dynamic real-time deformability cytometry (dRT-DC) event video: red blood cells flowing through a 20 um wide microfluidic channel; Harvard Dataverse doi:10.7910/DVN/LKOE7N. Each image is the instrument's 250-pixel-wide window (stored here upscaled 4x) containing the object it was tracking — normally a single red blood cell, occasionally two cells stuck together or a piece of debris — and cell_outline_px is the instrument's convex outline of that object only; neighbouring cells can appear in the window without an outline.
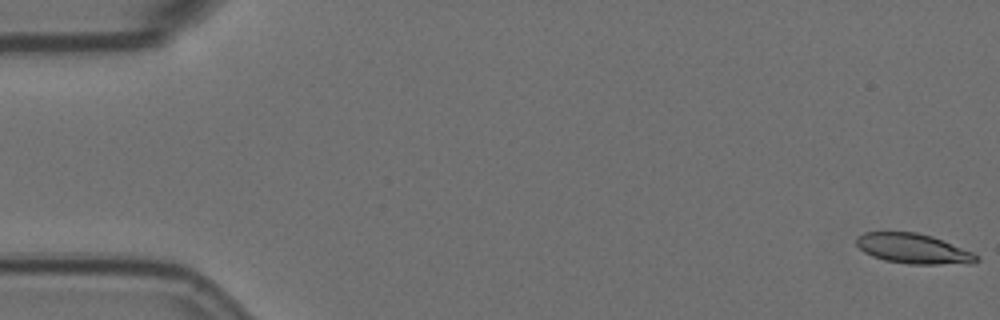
{"species": "Egyptian fruit bat (a non-hibernating species)", "species_latin": "Rousettus aegyptiacus", "temperature_condition": "room temperature", "stored_images_in_passage": 58, "camera_frame_rate_fps": 3000, "um_per_image_px": 0.085, "animal": {"sex": "female"}, "frame": {"image": 1, "passage_image": 1, "time_ms": 0.0, "image_size_px": [1000, 320], "cell_outline_px": [[980, 260], [972, 264], [908, 264], [884, 260], [872, 256], [864, 252], [856, 244], [856, 240], [864, 232], [916, 232], [932, 236], [972, 252], [980, 256]], "centroid_in_image_um": [77.67, 21.15], "position_along_channel_um": 7.3, "area_um2": 20.98}}
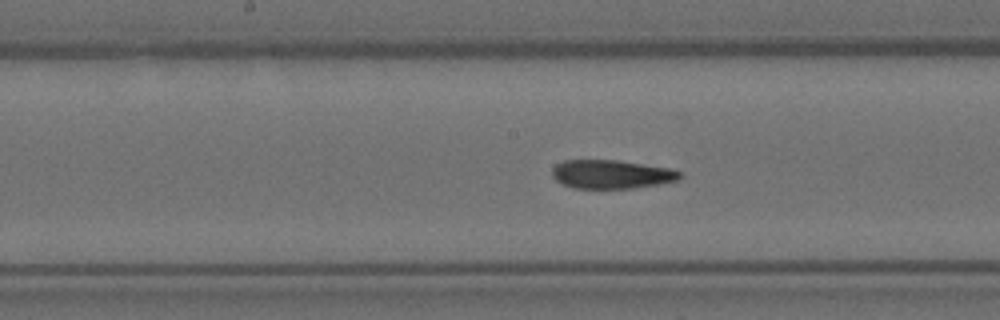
{"frame": {"image": 2, "passage_image": 29, "time_ms": 9.333, "image_size_px": [1000, 320], "cell_outline_px": [[680, 176], [676, 180], [660, 184], [636, 188], [572, 188], [556, 180], [552, 176], [552, 168], [556, 164], [564, 160], [616, 160], [668, 168], [680, 172]], "centroid_in_image_um": [51.92, 14.81], "position_along_channel_um": 196.3, "area_um2": 21.15}}
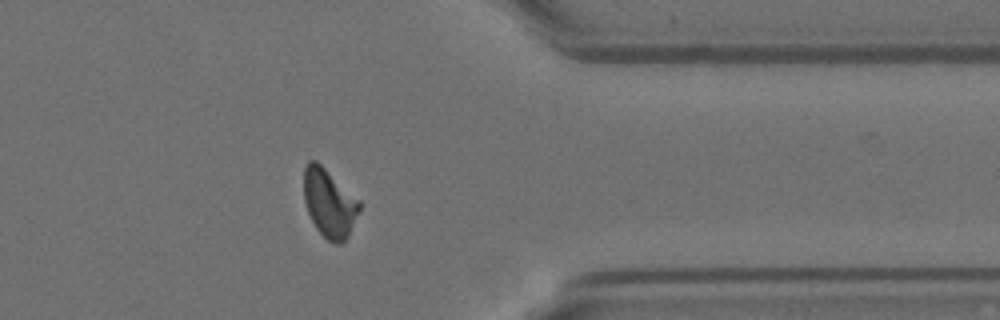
{"frame": {"image": 3, "passage_image": 46, "time_ms": 15.0, "image_size_px": [1000, 320], "cell_outline_px": [[360, 208], [348, 236], [340, 244], [332, 244], [316, 228], [308, 212], [304, 200], [304, 168], [308, 160], [316, 160], [360, 200]], "centroid_in_image_um": [27.98, 17.25], "position_along_channel_um": 383.4, "area_um2": 21.96}, "authors_computed_cell_mechanics": {"area_um2": 21.8773, "velocity_mm_per_s": 3.5478, "shape_relaxation_time_tau1_ms": null, "shape_relaxation_time_tau2_ms": 3.5432, "deformation_change_tau1": null, "deformation_change_tau2": 0.1076}}